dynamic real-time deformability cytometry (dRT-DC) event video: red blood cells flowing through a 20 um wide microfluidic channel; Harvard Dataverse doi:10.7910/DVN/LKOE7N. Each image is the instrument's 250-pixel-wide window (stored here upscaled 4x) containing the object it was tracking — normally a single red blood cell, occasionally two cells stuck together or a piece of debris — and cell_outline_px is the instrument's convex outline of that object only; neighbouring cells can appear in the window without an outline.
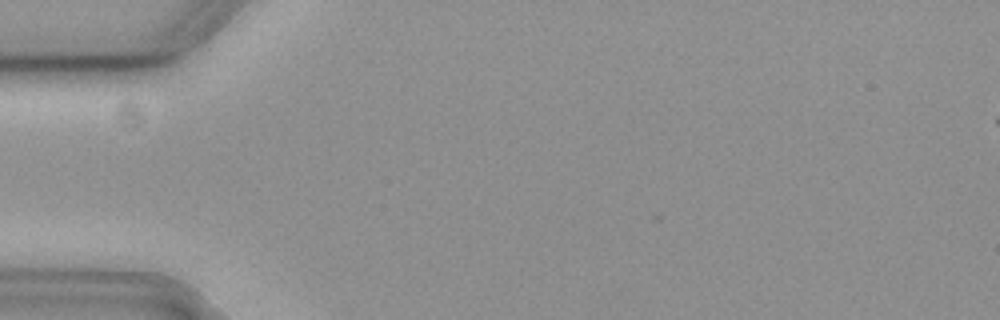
{"species": "common noctule bat (a hibernating species)", "species_latin": "Nyctalus noctula", "temperature_condition": "cold", "stored_images_in_passage": 1, "camera_frame_rate_fps": 3000, "um_per_image_px": 0.085, "animal": {"sex": "female", "body_mass_g": 19.3, "forearm_length_mm": 54.1}, "frame": {"image": 1, "passage_image": 1, "time_ms": 0.0, "image_size_px": [1000, 320], "cell_outline_px": [[196, 12], [188, 28], [184, 32], [172, 40], [132, 44], [92, 44], [92, 40]], "centroid_in_image_um": [12.77, 2.75], "position_along_channel_um": 72.2, "area_um2": 10.46}}